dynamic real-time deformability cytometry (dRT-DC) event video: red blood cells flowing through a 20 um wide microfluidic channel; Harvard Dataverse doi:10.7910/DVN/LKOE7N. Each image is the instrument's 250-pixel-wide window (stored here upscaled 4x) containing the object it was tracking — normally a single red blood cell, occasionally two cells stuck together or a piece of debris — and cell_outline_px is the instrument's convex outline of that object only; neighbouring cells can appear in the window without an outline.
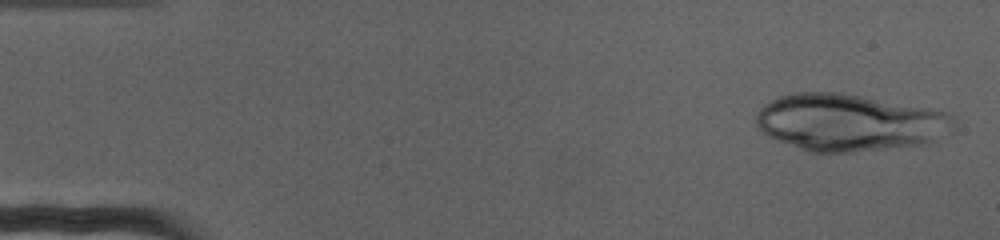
{"species": "human", "species_latin": "Homo sapiens", "temperature_condition": "cold", "stored_images_in_passage": 70, "camera_frame_rate_fps": 3000, "um_per_image_px": 0.085, "donor": {"sex": "female"}, "frame": {"image": 1, "passage_image": 2, "time_ms": 0.333, "image_size_px": [1000, 240], "cell_outline_px": [[960, 124], [952, 132], [928, 144], [852, 152], [808, 152], [776, 140], [768, 136], [756, 124], [756, 116], [760, 108], [764, 104], [780, 96], [792, 92], [840, 92], [928, 108], [948, 112]], "centroid_in_image_um": [72.25, 10.42], "position_along_channel_um": 12.7, "area_um2": 66.3}}
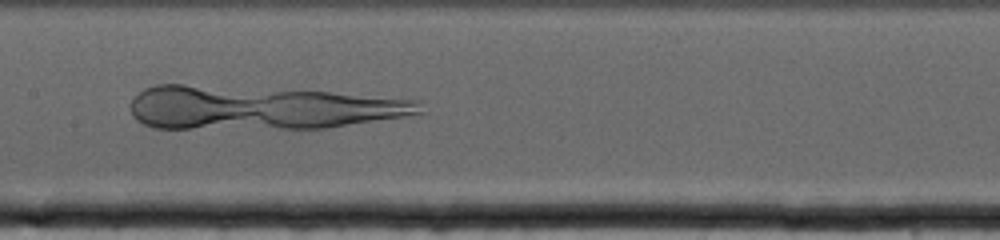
{"frame": {"image": 2, "passage_image": 34, "time_ms": 11.0, "image_size_px": [1000, 240], "cell_outline_px": [[424, 112], [420, 116], [324, 128], [152, 128], [136, 120], [132, 116], [132, 100], [144, 88], [156, 84], [184, 84], [328, 92], [424, 100]], "centroid_in_image_um": [22.33, 9.16], "position_along_channel_um": 185.1, "area_um2": 73.98}}